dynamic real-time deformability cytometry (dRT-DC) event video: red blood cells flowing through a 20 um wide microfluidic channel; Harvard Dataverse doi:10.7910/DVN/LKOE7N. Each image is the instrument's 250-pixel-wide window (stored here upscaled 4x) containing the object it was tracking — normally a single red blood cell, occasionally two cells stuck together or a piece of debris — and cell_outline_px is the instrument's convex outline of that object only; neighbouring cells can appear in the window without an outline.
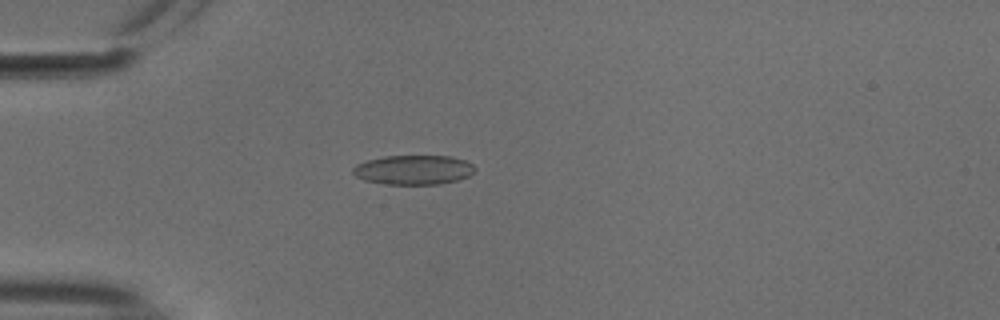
{"species": "common noctule bat (a hibernating species)", "species_latin": "Nyctalus noctula", "temperature_condition": "cold", "stored_images_in_passage": 55, "camera_frame_rate_fps": 3000, "um_per_image_px": 0.085, "animal": {"sex": "male", "body_mass_g": 18.8}, "frame": {"image": 1, "passage_image": 16, "time_ms": 5.0, "image_size_px": [1000, 320], "cell_outline_px": [[476, 168], [468, 176], [456, 180], [440, 184], [388, 184], [364, 180], [356, 176], [352, 172], [352, 168], [356, 164], [368, 160], [384, 156], [448, 156], [464, 160], [472, 164]], "centroid_in_image_um": [35.12, 14.43], "position_along_channel_um": 49.9, "area_um2": 20.75}}
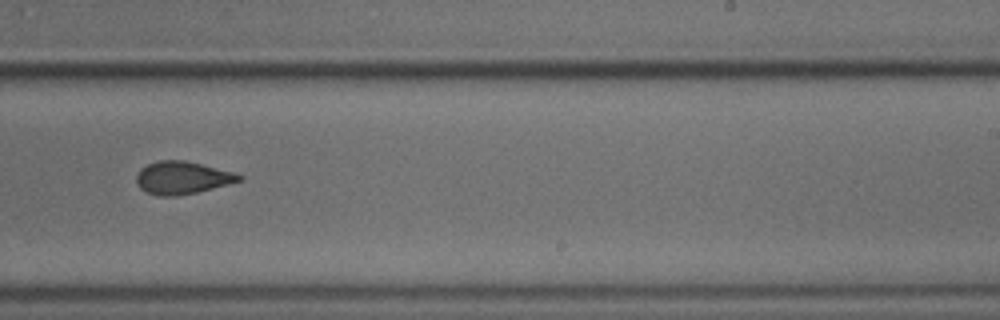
{"frame": {"image": 2, "passage_image": 35, "time_ms": 11.333, "image_size_px": [1000, 320], "cell_outline_px": [[244, 180], [196, 192], [176, 196], [156, 196], [140, 188], [136, 180], [136, 176], [140, 168], [148, 164], [160, 160], [184, 160], [236, 172], [244, 176]], "centroid_in_image_um": [15.52, 15.1], "position_along_channel_um": 273.5, "area_um2": 19.59}}
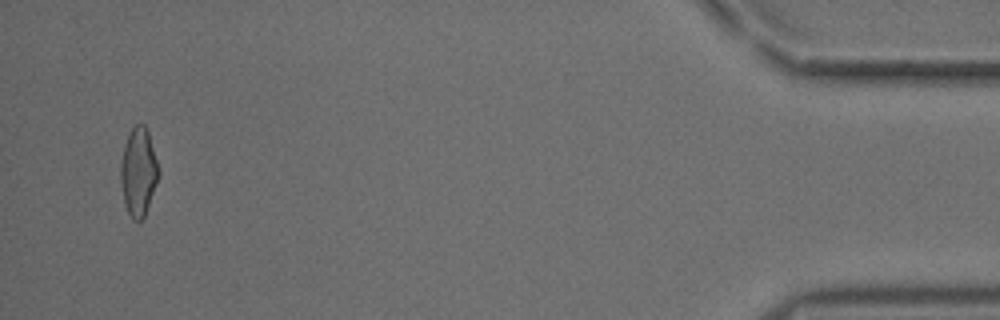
{"frame": {"image": 3, "passage_image": 53, "time_ms": 17.333, "image_size_px": [1000, 320], "cell_outline_px": [[160, 172], [156, 184], [144, 216], [140, 220], [132, 220], [124, 204], [120, 180], [120, 164], [124, 148], [128, 136], [132, 128], [136, 124], [144, 124], [148, 132]], "centroid_in_image_um": [11.76, 14.62], "position_along_channel_um": 423.4, "area_um2": 19.19}, "authors_computed_cell_mechanics": {"area_um2": 20.23, "velocity_mm_per_s": 3.7511, "shape_relaxation_time_tau1_ms": 4.8326, "shape_relaxation_time_tau2_ms": 2.4771, "deformation_change_tau1": 0.1229, "deformation_change_tau2": 0.0752}}